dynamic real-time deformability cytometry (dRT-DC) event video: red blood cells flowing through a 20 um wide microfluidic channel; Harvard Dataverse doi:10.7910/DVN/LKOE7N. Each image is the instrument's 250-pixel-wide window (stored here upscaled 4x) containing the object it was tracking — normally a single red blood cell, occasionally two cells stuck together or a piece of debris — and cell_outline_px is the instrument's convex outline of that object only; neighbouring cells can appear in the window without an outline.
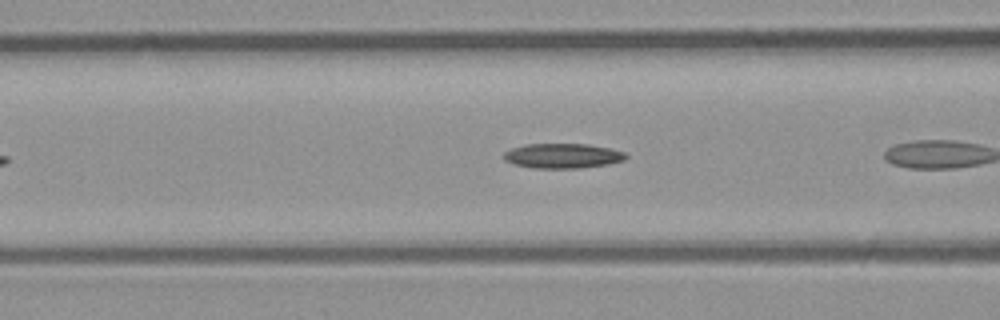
{"species": "common noctule bat (a hibernating species)", "species_latin": "Nyctalus noctula", "temperature_condition": "room temperature", "stored_images_in_passage": 8, "camera_frame_rate_fps": 3000, "um_per_image_px": 0.085, "animal": {"sex": "male", "body_mass_g": 23.1, "forearm_length_mm": 52.7}, "frame": {"image": 1, "passage_image": 5, "time_ms": 1.333, "image_size_px": [1000, 320], "cell_outline_px": [[628, 156], [624, 160], [608, 164], [580, 168], [532, 168], [512, 164], [504, 160], [504, 152], [512, 148], [528, 144], [588, 144], [608, 148], [624, 152]], "centroid_in_image_um": [47.8, 13.25], "position_along_channel_um": 118.8, "area_um2": 17.63}}